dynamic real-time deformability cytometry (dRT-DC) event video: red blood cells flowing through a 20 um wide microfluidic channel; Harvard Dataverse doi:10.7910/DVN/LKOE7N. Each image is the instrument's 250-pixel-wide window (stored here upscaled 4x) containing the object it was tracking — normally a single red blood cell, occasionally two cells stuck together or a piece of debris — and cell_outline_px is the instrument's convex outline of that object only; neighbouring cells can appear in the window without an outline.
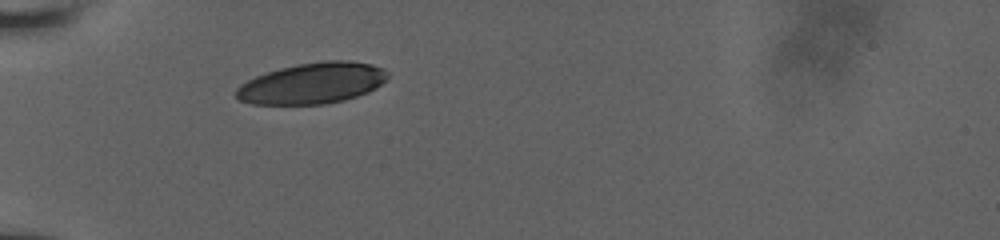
{"species": "human", "species_latin": "Homo sapiens", "temperature_condition": "room temperature", "stored_images_in_passage": 38, "camera_frame_rate_fps": 3000, "um_per_image_px": 0.085, "donor": {"sex": "male"}, "frame": {"image": 1, "passage_image": 1, "time_ms": 0.0, "image_size_px": [1000, 240], "cell_outline_px": [[388, 76], [376, 88], [368, 92], [344, 100], [324, 104], [252, 104], [240, 100], [236, 96], [236, 88], [240, 84], [256, 76], [280, 68], [296, 64], [324, 60], [348, 60], [372, 64], [384, 68], [388, 72]], "centroid_in_image_um": [26.56, 7.07], "position_along_channel_um": 58.4, "area_um2": 36.18}}
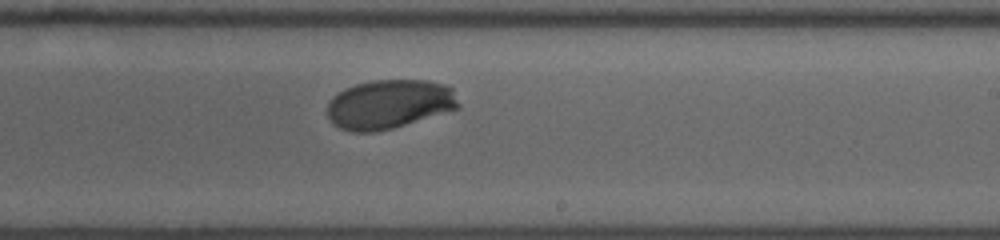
{"frame": {"image": 2, "passage_image": 26, "time_ms": 5.333, "image_size_px": [1000, 240], "cell_outline_px": [[460, 108], [392, 128], [372, 132], [352, 132], [340, 128], [332, 124], [328, 116], [328, 104], [332, 96], [344, 88], [356, 84], [372, 80], [428, 80], [448, 84], [452, 88], [460, 104]], "centroid_in_image_um": [33.09, 8.84], "position_along_channel_um": 255.9, "area_um2": 37.8}}
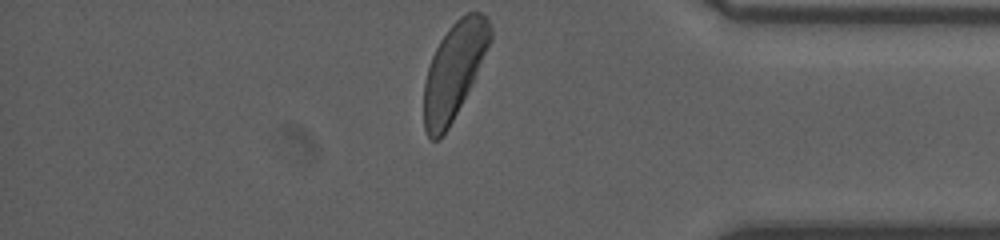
{"frame": {"image": 3, "passage_image": 38, "time_ms": 9.333, "image_size_px": [1000, 240], "cell_outline_px": [[492, 40], [448, 128], [440, 140], [432, 140], [428, 136], [424, 128], [424, 84], [428, 68], [432, 56], [440, 40], [448, 28], [460, 16], [468, 12], [480, 12], [488, 20], [492, 28]], "centroid_in_image_um": [38.57, 5.97], "position_along_channel_um": 396.6, "area_um2": 36.24}}